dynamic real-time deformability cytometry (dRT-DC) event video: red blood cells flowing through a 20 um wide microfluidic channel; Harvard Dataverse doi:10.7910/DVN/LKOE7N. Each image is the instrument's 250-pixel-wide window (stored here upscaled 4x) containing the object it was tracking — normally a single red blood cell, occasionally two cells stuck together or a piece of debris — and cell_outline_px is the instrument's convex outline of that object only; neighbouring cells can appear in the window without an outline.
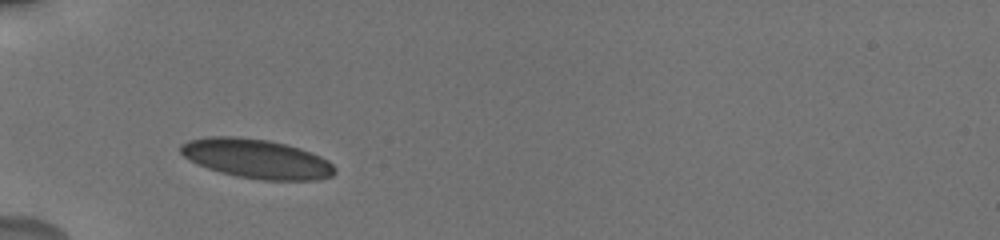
{"species": "human", "species_latin": "Homo sapiens", "temperature_condition": "cold", "stored_images_in_passage": 11, "camera_frame_rate_fps": 3000, "um_per_image_px": 0.085, "donor": {"sex": "male"}, "frame": {"image": 1, "passage_image": 1, "time_ms": 0.0, "image_size_px": [1000, 240], "cell_outline_px": [[336, 172], [332, 176], [316, 180], [260, 180], [236, 176], [220, 172], [208, 168], [188, 160], [180, 152], [180, 144], [188, 140], [208, 136], [236, 136], [268, 140], [300, 148], [320, 156], [328, 160], [336, 168]], "centroid_in_image_um": [21.8, 13.49], "position_along_channel_um": 63.2, "area_um2": 35.43}}
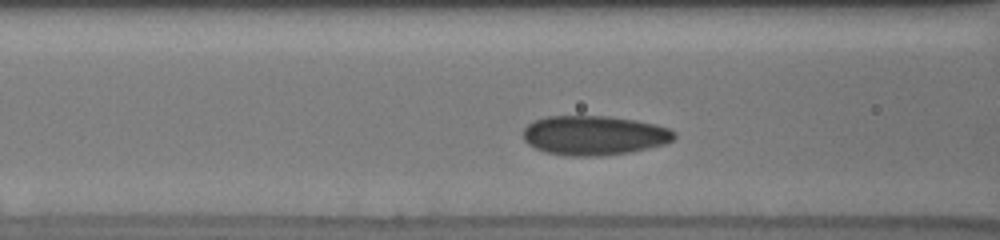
{"frame": {"image": 2, "passage_image": 8, "time_ms": 1.667, "image_size_px": [1000, 240], "cell_outline_px": [[676, 136], [672, 140], [664, 144], [632, 152], [596, 156], [564, 156], [544, 152], [528, 144], [524, 140], [524, 128], [528, 124], [536, 120], [548, 116], [608, 116], [636, 120], [656, 124], [668, 128], [676, 132]], "centroid_in_image_um": [50.51, 11.51], "position_along_channel_um": 116.1, "area_um2": 34.85}}